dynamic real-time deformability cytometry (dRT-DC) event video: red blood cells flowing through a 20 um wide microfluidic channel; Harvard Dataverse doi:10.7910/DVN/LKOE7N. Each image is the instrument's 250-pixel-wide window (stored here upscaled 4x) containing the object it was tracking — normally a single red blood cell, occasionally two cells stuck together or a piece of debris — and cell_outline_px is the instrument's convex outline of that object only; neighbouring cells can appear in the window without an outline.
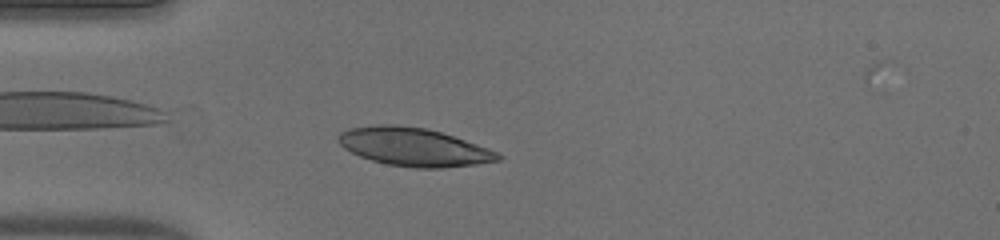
{"species": "human", "species_latin": "Homo sapiens", "temperature_condition": "warm", "stored_images_in_passage": 38, "camera_frame_rate_fps": 3000, "um_per_image_px": 0.085, "donor": {"sex": "male"}, "frame": {"image": 1, "passage_image": 2, "time_ms": 0.333, "image_size_px": [1000, 240], "cell_outline_px": [[504, 156], [500, 160], [476, 164], [444, 168], [416, 168], [388, 164], [372, 160], [360, 156], [344, 148], [336, 140], [336, 136], [340, 132], [348, 128], [376, 124], [396, 124], [428, 128], [488, 148]], "centroid_in_image_um": [35.13, 12.48], "position_along_channel_um": 49.9, "area_um2": 35.6}}
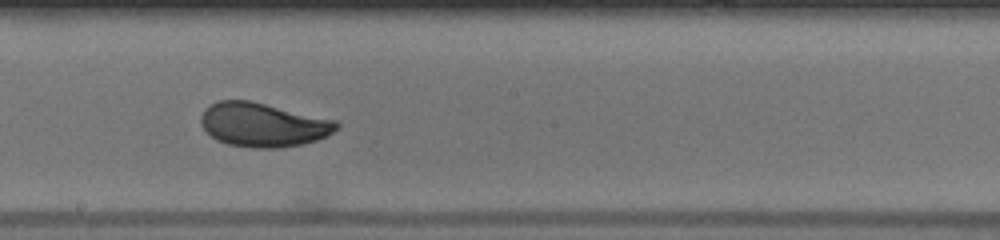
{"frame": {"image": 2, "passage_image": 16, "time_ms": 5.0, "image_size_px": [1000, 240], "cell_outline_px": [[340, 124], [332, 132], [316, 140], [300, 144], [276, 148], [252, 148], [228, 144], [216, 140], [200, 124], [200, 116], [204, 108], [216, 100], [252, 100], [336, 120]], "centroid_in_image_um": [22.31, 10.58], "position_along_channel_um": 225.9, "area_um2": 34.85}}
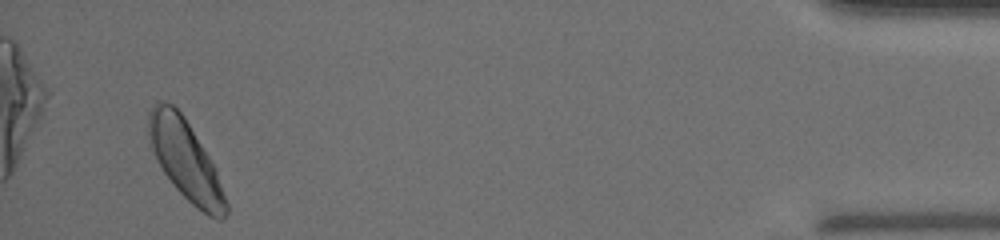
{"frame": {"image": 3, "passage_image": 36, "time_ms": 11.667, "image_size_px": [1000, 240], "cell_outline_px": [[228, 212], [220, 220], [208, 216], [196, 208], [176, 188], [164, 172], [152, 148], [148, 132], [148, 112], [152, 104], [156, 100], [160, 100], [172, 104], [184, 116], [216, 168], [228, 204]], "centroid_in_image_um": [15.78, 13.59], "position_along_channel_um": 419.4, "area_um2": 35.6}, "authors_computed_cell_mechanics": {"area_um2": 34.7089, "velocity_mm_per_s": 4.0529, "shape_relaxation_time_tau1_ms": 3.7586, "shape_relaxation_time_tau2_ms": null, "deformation_change_tau1": 0.1535, "deformation_change_tau2": null}}